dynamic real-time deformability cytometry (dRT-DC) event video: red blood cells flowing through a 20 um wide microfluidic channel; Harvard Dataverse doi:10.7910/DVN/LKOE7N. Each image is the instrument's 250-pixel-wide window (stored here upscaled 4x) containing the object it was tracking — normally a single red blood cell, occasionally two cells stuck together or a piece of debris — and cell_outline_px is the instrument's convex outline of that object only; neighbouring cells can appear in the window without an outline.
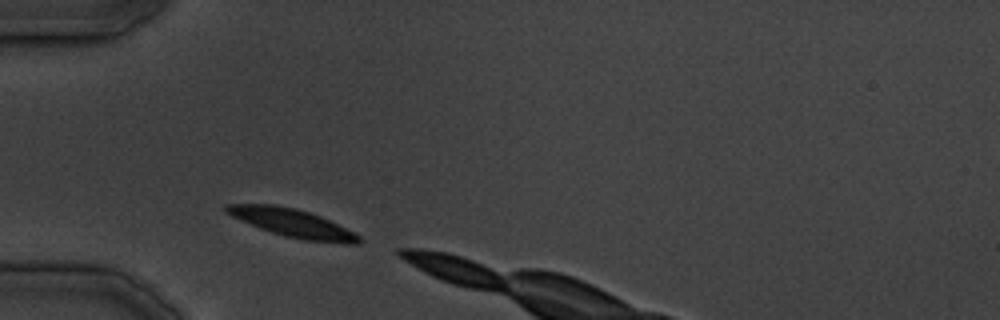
{"species": "common noctule bat (a hibernating species)", "species_latin": "Nyctalus noctula", "temperature_condition": "cold", "stored_images_in_passage": 4, "camera_frame_rate_fps": 3000, "um_per_image_px": 0.085, "animal": {"sex": "male", "body_mass_g": 19.5, "forearm_length_mm": 54.6}, "frame": {"image": 1, "passage_image": 1, "time_ms": 0.0, "image_size_px": [1000, 320], "cell_outline_px": [[364, 240], [360, 244], [348, 244], [304, 240], [272, 232], [260, 228], [232, 216], [224, 212], [224, 204], [272, 204], [296, 208], [320, 216], [360, 236]], "centroid_in_image_um": [24.85, 18.95], "position_along_channel_um": 60.1, "area_um2": 21.44}}